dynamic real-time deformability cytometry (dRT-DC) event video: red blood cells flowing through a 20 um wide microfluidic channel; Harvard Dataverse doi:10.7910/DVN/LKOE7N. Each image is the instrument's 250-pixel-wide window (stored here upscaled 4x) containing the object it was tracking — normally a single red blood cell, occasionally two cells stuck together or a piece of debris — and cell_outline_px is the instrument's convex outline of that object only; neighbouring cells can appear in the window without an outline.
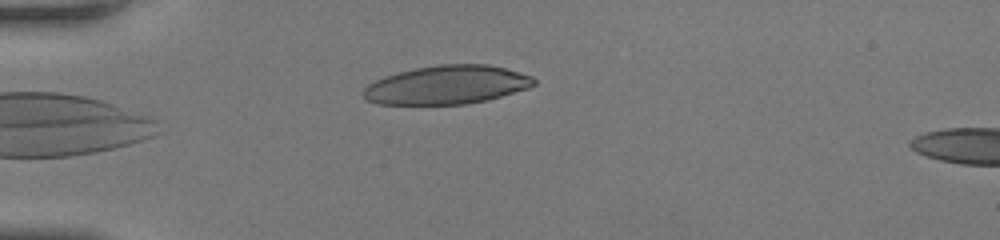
{"species": "human", "species_latin": "Homo sapiens", "temperature_condition": "room temperature", "stored_images_in_passage": 31, "camera_frame_rate_fps": 3000, "um_per_image_px": 0.085, "donor": {"sex": "female"}, "frame": {"image": 1, "passage_image": 1, "time_ms": 0.0, "image_size_px": [1000, 240], "cell_outline_px": [[536, 84], [528, 88], [488, 100], [468, 104], [376, 104], [364, 100], [360, 92], [368, 84], [384, 76], [416, 68], [440, 64], [488, 64], [504, 68], [532, 76], [536, 80]], "centroid_in_image_um": [37.95, 7.22], "position_along_channel_um": 47.0, "area_um2": 38.55}}
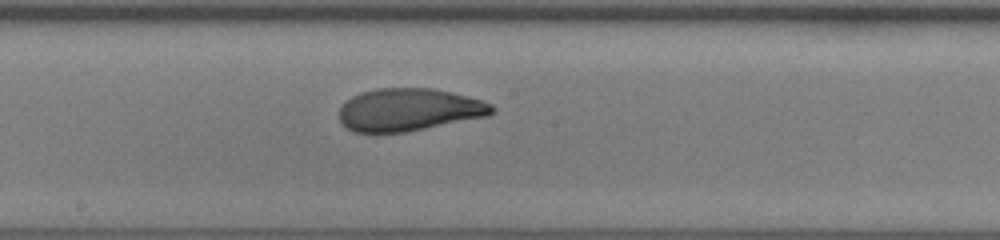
{"frame": {"image": 2, "passage_image": 15, "time_ms": 4.667, "image_size_px": [1000, 240], "cell_outline_px": [[496, 112], [488, 116], [404, 132], [352, 132], [340, 120], [340, 108], [352, 96], [360, 92], [376, 88], [432, 88], [452, 92], [484, 100], [492, 104], [496, 108]], "centroid_in_image_um": [34.81, 9.31], "position_along_channel_um": 213.4, "area_um2": 37.92}}
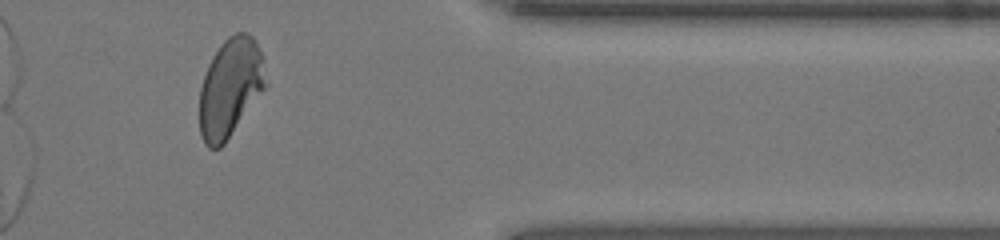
{"frame": {"image": 3, "passage_image": 29, "time_ms": 9.333, "image_size_px": [1000, 240], "cell_outline_px": [[268, 84], [224, 144], [220, 148], [208, 148], [204, 144], [200, 136], [200, 88], [208, 64], [212, 56], [220, 44], [228, 36], [236, 32], [244, 32], [252, 36], [260, 52]], "centroid_in_image_um": [19.55, 7.46], "position_along_channel_um": 391.8, "area_um2": 37.97}, "authors_computed_cell_mechanics": {"area_um2": 38.3214, "velocity_mm_per_s": 4.1829, "shape_relaxation_time_tau1_ms": 8.6816, "shape_relaxation_time_tau2_ms": 1.0463, "deformation_change_tau1": 0.252, "deformation_change_tau2": 0.0663}}